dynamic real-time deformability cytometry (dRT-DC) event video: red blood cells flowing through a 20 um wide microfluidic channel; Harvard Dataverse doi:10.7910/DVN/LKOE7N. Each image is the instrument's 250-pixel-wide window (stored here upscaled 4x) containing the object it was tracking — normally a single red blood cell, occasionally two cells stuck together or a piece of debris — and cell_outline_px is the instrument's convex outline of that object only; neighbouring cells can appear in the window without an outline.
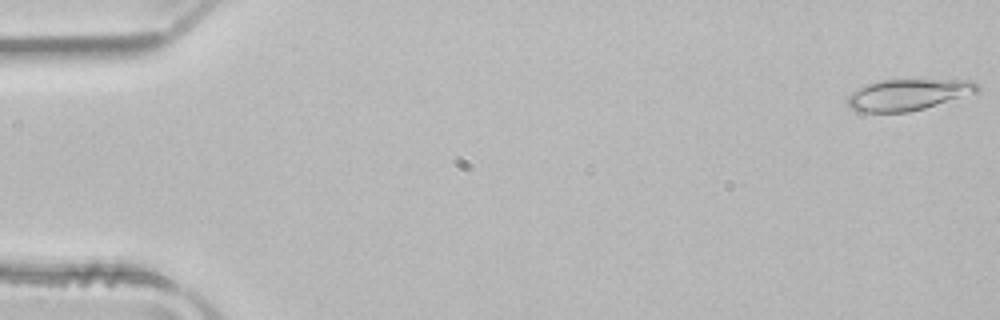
{"species": "common noctule bat (a hibernating species)", "species_latin": "Nyctalus noctula", "temperature_condition": "room temperature", "stored_images_in_passage": 25, "camera_frame_rate_fps": 3000, "um_per_image_px": 0.085, "animal": {"sex": "male", "body_mass_g": 21.5, "forearm_length_mm": 52.0}, "frame": {"image": 1, "passage_image": 1, "time_ms": 0.0, "image_size_px": [1000, 320], "cell_outline_px": [[980, 88], [976, 92], [924, 108], [908, 112], [856, 112], [848, 104], [848, 96], [856, 88], [880, 80], [972, 80]], "centroid_in_image_um": [77.13, 8.04], "position_along_channel_um": 7.9, "area_um2": 23.29}}
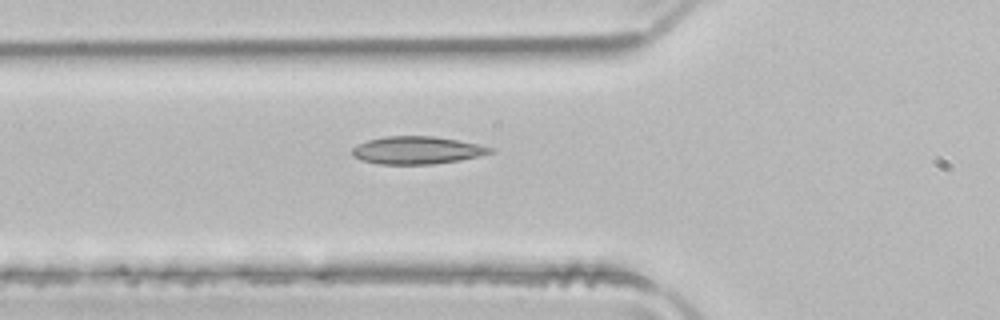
{"frame": {"image": 2, "passage_image": 18, "time_ms": 5.667, "image_size_px": [1000, 320], "cell_outline_px": [[496, 152], [460, 160], [432, 164], [380, 164], [360, 160], [352, 156], [352, 148], [356, 144], [368, 140], [384, 136], [432, 136], [456, 140], [496, 148]], "centroid_in_image_um": [35.43, 12.77], "position_along_channel_um": 90.4, "area_um2": 22.31}}
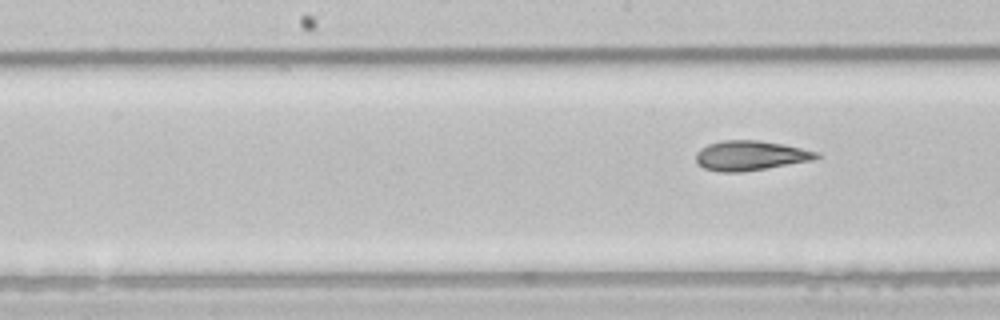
{"frame": {"image": 3, "passage_image": 25, "time_ms": 8.0, "image_size_px": [1000, 320], "cell_outline_px": [[820, 156], [816, 160], [744, 172], [720, 172], [704, 168], [696, 160], [696, 152], [700, 148], [708, 144], [720, 140], [756, 140], [784, 144], [820, 152]], "centroid_in_image_um": [63.82, 13.22], "position_along_channel_um": 184.4, "area_um2": 21.15}}